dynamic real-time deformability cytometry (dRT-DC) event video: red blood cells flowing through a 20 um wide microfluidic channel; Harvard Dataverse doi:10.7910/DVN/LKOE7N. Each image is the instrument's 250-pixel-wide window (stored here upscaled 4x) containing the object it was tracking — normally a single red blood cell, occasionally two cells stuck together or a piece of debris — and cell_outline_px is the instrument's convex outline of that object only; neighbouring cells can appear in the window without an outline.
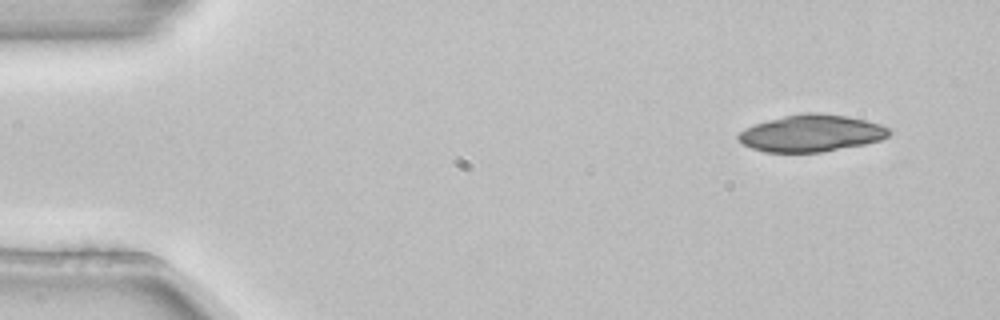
{"species": "common noctule bat (a hibernating species)", "species_latin": "Nyctalus noctula", "temperature_condition": "room temperature", "stored_images_in_passage": 3, "camera_frame_rate_fps": 3000, "um_per_image_px": 0.085, "animal": {"sex": "female", "body_mass_g": 22.7, "forearm_length_mm": 54.2}, "frame": {"image": 1, "passage_image": 1, "time_ms": 0.0, "image_size_px": [1000, 320], "cell_outline_px": [[888, 136], [880, 140], [864, 144], [820, 152], [764, 152], [752, 148], [744, 144], [736, 136], [740, 132], [756, 124], [768, 120], [784, 116], [804, 112], [820, 112], [848, 116], [880, 124], [888, 128]], "centroid_in_image_um": [68.96, 11.32], "position_along_channel_um": 16.0, "area_um2": 32.08}}